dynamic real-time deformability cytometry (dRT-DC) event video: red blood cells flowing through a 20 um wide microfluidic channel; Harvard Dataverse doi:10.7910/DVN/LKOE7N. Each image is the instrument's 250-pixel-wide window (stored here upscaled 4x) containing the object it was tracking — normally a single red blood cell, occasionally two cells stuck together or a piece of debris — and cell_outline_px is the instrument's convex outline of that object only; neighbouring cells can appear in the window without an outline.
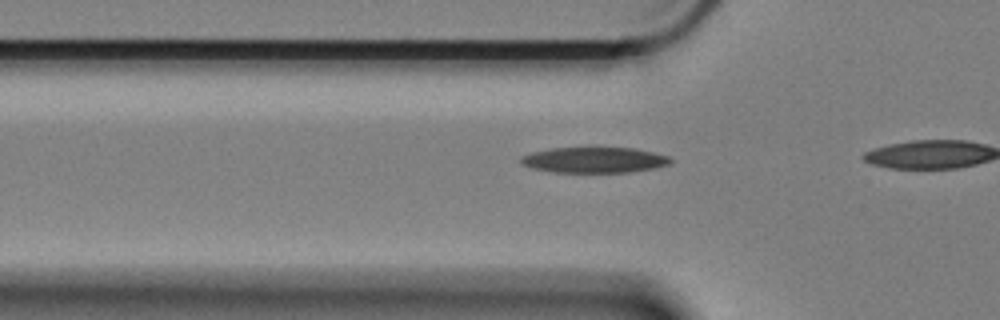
{"species": "Egyptian fruit bat (a non-hibernating species)", "species_latin": "Rousettus aegyptiacus", "temperature_condition": "cold", "stored_images_in_passage": 8, "camera_frame_rate_fps": 3000, "um_per_image_px": 0.085, "animal": {"sex": "female"}, "frame": {"image": 1, "passage_image": 6, "time_ms": 1.667, "image_size_px": [1000, 320], "cell_outline_px": [[672, 160], [668, 164], [652, 168], [628, 172], [556, 172], [532, 168], [524, 164], [520, 160], [520, 156], [532, 152], [552, 148], [632, 148], [652, 152], [668, 156]], "centroid_in_image_um": [50.48, 13.59], "position_along_channel_um": 75.3, "area_um2": 21.96}}